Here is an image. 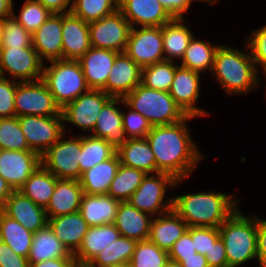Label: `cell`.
<instances>
[{"label":"cell","mask_w":266,"mask_h":267,"mask_svg":"<svg viewBox=\"0 0 266 267\" xmlns=\"http://www.w3.org/2000/svg\"><path fill=\"white\" fill-rule=\"evenodd\" d=\"M193 118L195 116L188 115L175 124L151 127L146 139L154 153L158 173L184 180L195 171L198 162L204 160L190 136L188 120Z\"/></svg>","instance_id":"1"},{"label":"cell","mask_w":266,"mask_h":267,"mask_svg":"<svg viewBox=\"0 0 266 267\" xmlns=\"http://www.w3.org/2000/svg\"><path fill=\"white\" fill-rule=\"evenodd\" d=\"M234 195L223 192H196L172 198V209L188 227L218 228L237 208Z\"/></svg>","instance_id":"2"},{"label":"cell","mask_w":266,"mask_h":267,"mask_svg":"<svg viewBox=\"0 0 266 267\" xmlns=\"http://www.w3.org/2000/svg\"><path fill=\"white\" fill-rule=\"evenodd\" d=\"M245 48L247 52L220 44L216 51L211 72L227 95L247 94L260 86V73L247 44Z\"/></svg>","instance_id":"3"},{"label":"cell","mask_w":266,"mask_h":267,"mask_svg":"<svg viewBox=\"0 0 266 267\" xmlns=\"http://www.w3.org/2000/svg\"><path fill=\"white\" fill-rule=\"evenodd\" d=\"M228 267H240L257 259V215L249 217L237 208L219 227Z\"/></svg>","instance_id":"4"},{"label":"cell","mask_w":266,"mask_h":267,"mask_svg":"<svg viewBox=\"0 0 266 267\" xmlns=\"http://www.w3.org/2000/svg\"><path fill=\"white\" fill-rule=\"evenodd\" d=\"M123 99L130 108L143 115L152 127L175 124L188 116L169 92L151 89L141 83Z\"/></svg>","instance_id":"5"},{"label":"cell","mask_w":266,"mask_h":267,"mask_svg":"<svg viewBox=\"0 0 266 267\" xmlns=\"http://www.w3.org/2000/svg\"><path fill=\"white\" fill-rule=\"evenodd\" d=\"M50 64L44 65L42 80L61 109L90 90L78 60L58 59Z\"/></svg>","instance_id":"6"},{"label":"cell","mask_w":266,"mask_h":267,"mask_svg":"<svg viewBox=\"0 0 266 267\" xmlns=\"http://www.w3.org/2000/svg\"><path fill=\"white\" fill-rule=\"evenodd\" d=\"M181 182L166 173L146 174L128 202L152 217L165 214L172 209V197L164 201L166 191L174 189Z\"/></svg>","instance_id":"7"},{"label":"cell","mask_w":266,"mask_h":267,"mask_svg":"<svg viewBox=\"0 0 266 267\" xmlns=\"http://www.w3.org/2000/svg\"><path fill=\"white\" fill-rule=\"evenodd\" d=\"M64 134L42 156L41 164L59 179L80 180L82 134L65 139Z\"/></svg>","instance_id":"8"},{"label":"cell","mask_w":266,"mask_h":267,"mask_svg":"<svg viewBox=\"0 0 266 267\" xmlns=\"http://www.w3.org/2000/svg\"><path fill=\"white\" fill-rule=\"evenodd\" d=\"M14 104L17 117L62 116L61 108L55 103L52 93L42 79L18 82Z\"/></svg>","instance_id":"9"},{"label":"cell","mask_w":266,"mask_h":267,"mask_svg":"<svg viewBox=\"0 0 266 267\" xmlns=\"http://www.w3.org/2000/svg\"><path fill=\"white\" fill-rule=\"evenodd\" d=\"M18 120L30 150L40 156L65 134L62 116L26 115Z\"/></svg>","instance_id":"10"},{"label":"cell","mask_w":266,"mask_h":267,"mask_svg":"<svg viewBox=\"0 0 266 267\" xmlns=\"http://www.w3.org/2000/svg\"><path fill=\"white\" fill-rule=\"evenodd\" d=\"M111 98L103 90L90 89L66 104L61 109L65 134L68 133L66 122L78 126L85 135L87 131L93 132L99 112Z\"/></svg>","instance_id":"11"},{"label":"cell","mask_w":266,"mask_h":267,"mask_svg":"<svg viewBox=\"0 0 266 267\" xmlns=\"http://www.w3.org/2000/svg\"><path fill=\"white\" fill-rule=\"evenodd\" d=\"M44 62L33 46L26 48H0V73L10 79L25 82L42 79Z\"/></svg>","instance_id":"12"},{"label":"cell","mask_w":266,"mask_h":267,"mask_svg":"<svg viewBox=\"0 0 266 267\" xmlns=\"http://www.w3.org/2000/svg\"><path fill=\"white\" fill-rule=\"evenodd\" d=\"M131 28L128 20L118 9L98 21L89 23L91 46L122 53L126 49Z\"/></svg>","instance_id":"13"},{"label":"cell","mask_w":266,"mask_h":267,"mask_svg":"<svg viewBox=\"0 0 266 267\" xmlns=\"http://www.w3.org/2000/svg\"><path fill=\"white\" fill-rule=\"evenodd\" d=\"M124 52L141 68L165 61L162 27L131 28Z\"/></svg>","instance_id":"14"},{"label":"cell","mask_w":266,"mask_h":267,"mask_svg":"<svg viewBox=\"0 0 266 267\" xmlns=\"http://www.w3.org/2000/svg\"><path fill=\"white\" fill-rule=\"evenodd\" d=\"M200 76H202L201 73L178 64L168 91L173 100L187 115L195 117L209 115L207 111H204V108L195 106L201 91Z\"/></svg>","instance_id":"15"},{"label":"cell","mask_w":266,"mask_h":267,"mask_svg":"<svg viewBox=\"0 0 266 267\" xmlns=\"http://www.w3.org/2000/svg\"><path fill=\"white\" fill-rule=\"evenodd\" d=\"M41 165V156L31 150H0V176L18 190Z\"/></svg>","instance_id":"16"},{"label":"cell","mask_w":266,"mask_h":267,"mask_svg":"<svg viewBox=\"0 0 266 267\" xmlns=\"http://www.w3.org/2000/svg\"><path fill=\"white\" fill-rule=\"evenodd\" d=\"M141 70L125 52L118 53L102 90L113 98H124L141 83Z\"/></svg>","instance_id":"17"},{"label":"cell","mask_w":266,"mask_h":267,"mask_svg":"<svg viewBox=\"0 0 266 267\" xmlns=\"http://www.w3.org/2000/svg\"><path fill=\"white\" fill-rule=\"evenodd\" d=\"M119 10L131 27H162L173 17L158 0H119Z\"/></svg>","instance_id":"18"},{"label":"cell","mask_w":266,"mask_h":267,"mask_svg":"<svg viewBox=\"0 0 266 267\" xmlns=\"http://www.w3.org/2000/svg\"><path fill=\"white\" fill-rule=\"evenodd\" d=\"M2 212L32 233L48 224L45 208L35 204L18 190H14L6 199Z\"/></svg>","instance_id":"19"},{"label":"cell","mask_w":266,"mask_h":267,"mask_svg":"<svg viewBox=\"0 0 266 267\" xmlns=\"http://www.w3.org/2000/svg\"><path fill=\"white\" fill-rule=\"evenodd\" d=\"M123 98H111L101 109L94 126L92 136L104 139L116 151L127 141L122 124ZM118 105V106H117Z\"/></svg>","instance_id":"20"},{"label":"cell","mask_w":266,"mask_h":267,"mask_svg":"<svg viewBox=\"0 0 266 267\" xmlns=\"http://www.w3.org/2000/svg\"><path fill=\"white\" fill-rule=\"evenodd\" d=\"M89 23L71 12L62 14V59L78 60L91 48Z\"/></svg>","instance_id":"21"},{"label":"cell","mask_w":266,"mask_h":267,"mask_svg":"<svg viewBox=\"0 0 266 267\" xmlns=\"http://www.w3.org/2000/svg\"><path fill=\"white\" fill-rule=\"evenodd\" d=\"M117 54L114 50L91 47L78 59L90 89L105 87Z\"/></svg>","instance_id":"22"},{"label":"cell","mask_w":266,"mask_h":267,"mask_svg":"<svg viewBox=\"0 0 266 267\" xmlns=\"http://www.w3.org/2000/svg\"><path fill=\"white\" fill-rule=\"evenodd\" d=\"M32 46L43 62L62 59V14H51L32 34Z\"/></svg>","instance_id":"23"},{"label":"cell","mask_w":266,"mask_h":267,"mask_svg":"<svg viewBox=\"0 0 266 267\" xmlns=\"http://www.w3.org/2000/svg\"><path fill=\"white\" fill-rule=\"evenodd\" d=\"M48 225L58 240L73 255L78 251L90 227L83 219L80 211L57 217H48Z\"/></svg>","instance_id":"24"},{"label":"cell","mask_w":266,"mask_h":267,"mask_svg":"<svg viewBox=\"0 0 266 267\" xmlns=\"http://www.w3.org/2000/svg\"><path fill=\"white\" fill-rule=\"evenodd\" d=\"M83 194L79 180L57 178L53 195L45 208L47 217H57L79 211Z\"/></svg>","instance_id":"25"},{"label":"cell","mask_w":266,"mask_h":267,"mask_svg":"<svg viewBox=\"0 0 266 267\" xmlns=\"http://www.w3.org/2000/svg\"><path fill=\"white\" fill-rule=\"evenodd\" d=\"M121 236L114 224L90 226L82 244L74 257L79 266H86L96 255L101 253Z\"/></svg>","instance_id":"26"},{"label":"cell","mask_w":266,"mask_h":267,"mask_svg":"<svg viewBox=\"0 0 266 267\" xmlns=\"http://www.w3.org/2000/svg\"><path fill=\"white\" fill-rule=\"evenodd\" d=\"M188 229L187 223L173 210L153 217L148 240L167 252Z\"/></svg>","instance_id":"27"},{"label":"cell","mask_w":266,"mask_h":267,"mask_svg":"<svg viewBox=\"0 0 266 267\" xmlns=\"http://www.w3.org/2000/svg\"><path fill=\"white\" fill-rule=\"evenodd\" d=\"M139 211L129 202H120L117 208L114 225L121 236L136 241L148 240L150 225L153 218Z\"/></svg>","instance_id":"28"},{"label":"cell","mask_w":266,"mask_h":267,"mask_svg":"<svg viewBox=\"0 0 266 267\" xmlns=\"http://www.w3.org/2000/svg\"><path fill=\"white\" fill-rule=\"evenodd\" d=\"M119 203L108 194L84 193L79 211L89 226L114 224Z\"/></svg>","instance_id":"29"},{"label":"cell","mask_w":266,"mask_h":267,"mask_svg":"<svg viewBox=\"0 0 266 267\" xmlns=\"http://www.w3.org/2000/svg\"><path fill=\"white\" fill-rule=\"evenodd\" d=\"M117 154L122 165L143 170L146 174L158 173L154 153L146 138L127 139Z\"/></svg>","instance_id":"30"},{"label":"cell","mask_w":266,"mask_h":267,"mask_svg":"<svg viewBox=\"0 0 266 267\" xmlns=\"http://www.w3.org/2000/svg\"><path fill=\"white\" fill-rule=\"evenodd\" d=\"M75 258L73 254L54 235L47 224L33 233V241L28 256L29 264L43 262L49 259Z\"/></svg>","instance_id":"31"},{"label":"cell","mask_w":266,"mask_h":267,"mask_svg":"<svg viewBox=\"0 0 266 267\" xmlns=\"http://www.w3.org/2000/svg\"><path fill=\"white\" fill-rule=\"evenodd\" d=\"M184 22H187L185 18H173L162 26L163 50L167 61H181L194 36Z\"/></svg>","instance_id":"32"},{"label":"cell","mask_w":266,"mask_h":267,"mask_svg":"<svg viewBox=\"0 0 266 267\" xmlns=\"http://www.w3.org/2000/svg\"><path fill=\"white\" fill-rule=\"evenodd\" d=\"M119 167L120 160L116 153L108 160L86 170L82 173L79 180L83 193L96 195L107 194Z\"/></svg>","instance_id":"33"},{"label":"cell","mask_w":266,"mask_h":267,"mask_svg":"<svg viewBox=\"0 0 266 267\" xmlns=\"http://www.w3.org/2000/svg\"><path fill=\"white\" fill-rule=\"evenodd\" d=\"M56 182L57 177L41 164L18 191L30 198L35 204L46 208L53 195Z\"/></svg>","instance_id":"34"},{"label":"cell","mask_w":266,"mask_h":267,"mask_svg":"<svg viewBox=\"0 0 266 267\" xmlns=\"http://www.w3.org/2000/svg\"><path fill=\"white\" fill-rule=\"evenodd\" d=\"M0 240L6 243L16 254L28 258L33 233L0 211Z\"/></svg>","instance_id":"35"},{"label":"cell","mask_w":266,"mask_h":267,"mask_svg":"<svg viewBox=\"0 0 266 267\" xmlns=\"http://www.w3.org/2000/svg\"><path fill=\"white\" fill-rule=\"evenodd\" d=\"M219 46L218 44H212L208 40L203 41L193 36L179 65L201 74L207 71L206 69L211 72Z\"/></svg>","instance_id":"36"},{"label":"cell","mask_w":266,"mask_h":267,"mask_svg":"<svg viewBox=\"0 0 266 267\" xmlns=\"http://www.w3.org/2000/svg\"><path fill=\"white\" fill-rule=\"evenodd\" d=\"M138 241L124 236L106 247L96 255L86 266L87 267H115L129 264Z\"/></svg>","instance_id":"37"},{"label":"cell","mask_w":266,"mask_h":267,"mask_svg":"<svg viewBox=\"0 0 266 267\" xmlns=\"http://www.w3.org/2000/svg\"><path fill=\"white\" fill-rule=\"evenodd\" d=\"M117 151L104 139L90 134L82 135V151L80 153V178L82 173L113 157Z\"/></svg>","instance_id":"38"},{"label":"cell","mask_w":266,"mask_h":267,"mask_svg":"<svg viewBox=\"0 0 266 267\" xmlns=\"http://www.w3.org/2000/svg\"><path fill=\"white\" fill-rule=\"evenodd\" d=\"M145 176L143 170L120 164L107 194L119 202H128Z\"/></svg>","instance_id":"39"},{"label":"cell","mask_w":266,"mask_h":267,"mask_svg":"<svg viewBox=\"0 0 266 267\" xmlns=\"http://www.w3.org/2000/svg\"><path fill=\"white\" fill-rule=\"evenodd\" d=\"M177 65L176 62L165 60L142 68L141 84L151 89L168 92Z\"/></svg>","instance_id":"40"},{"label":"cell","mask_w":266,"mask_h":267,"mask_svg":"<svg viewBox=\"0 0 266 267\" xmlns=\"http://www.w3.org/2000/svg\"><path fill=\"white\" fill-rule=\"evenodd\" d=\"M119 9V0H72L71 13L84 22L98 21Z\"/></svg>","instance_id":"41"},{"label":"cell","mask_w":266,"mask_h":267,"mask_svg":"<svg viewBox=\"0 0 266 267\" xmlns=\"http://www.w3.org/2000/svg\"><path fill=\"white\" fill-rule=\"evenodd\" d=\"M169 260L168 252L149 240L138 241L130 260L132 267H163Z\"/></svg>","instance_id":"42"},{"label":"cell","mask_w":266,"mask_h":267,"mask_svg":"<svg viewBox=\"0 0 266 267\" xmlns=\"http://www.w3.org/2000/svg\"><path fill=\"white\" fill-rule=\"evenodd\" d=\"M52 13L36 0H25L20 13L14 11V1L12 5L13 17L27 30L33 34Z\"/></svg>","instance_id":"43"},{"label":"cell","mask_w":266,"mask_h":267,"mask_svg":"<svg viewBox=\"0 0 266 267\" xmlns=\"http://www.w3.org/2000/svg\"><path fill=\"white\" fill-rule=\"evenodd\" d=\"M0 150H30L17 116L0 118Z\"/></svg>","instance_id":"44"},{"label":"cell","mask_w":266,"mask_h":267,"mask_svg":"<svg viewBox=\"0 0 266 267\" xmlns=\"http://www.w3.org/2000/svg\"><path fill=\"white\" fill-rule=\"evenodd\" d=\"M5 28L0 48H26L32 46V34L13 17L4 18Z\"/></svg>","instance_id":"45"},{"label":"cell","mask_w":266,"mask_h":267,"mask_svg":"<svg viewBox=\"0 0 266 267\" xmlns=\"http://www.w3.org/2000/svg\"><path fill=\"white\" fill-rule=\"evenodd\" d=\"M123 106L126 109H129L126 111V113L122 110V124L126 137L128 139L146 138L152 127L147 119L140 113L130 108L125 101Z\"/></svg>","instance_id":"46"},{"label":"cell","mask_w":266,"mask_h":267,"mask_svg":"<svg viewBox=\"0 0 266 267\" xmlns=\"http://www.w3.org/2000/svg\"><path fill=\"white\" fill-rule=\"evenodd\" d=\"M0 77V118L15 117L14 98L19 81Z\"/></svg>","instance_id":"47"},{"label":"cell","mask_w":266,"mask_h":267,"mask_svg":"<svg viewBox=\"0 0 266 267\" xmlns=\"http://www.w3.org/2000/svg\"><path fill=\"white\" fill-rule=\"evenodd\" d=\"M247 39L252 59L259 72L258 65L261 66L260 70L266 68V25L259 29L252 31Z\"/></svg>","instance_id":"48"},{"label":"cell","mask_w":266,"mask_h":267,"mask_svg":"<svg viewBox=\"0 0 266 267\" xmlns=\"http://www.w3.org/2000/svg\"><path fill=\"white\" fill-rule=\"evenodd\" d=\"M192 241L197 253L205 255L212 244L220 237L219 229L214 227H191Z\"/></svg>","instance_id":"49"},{"label":"cell","mask_w":266,"mask_h":267,"mask_svg":"<svg viewBox=\"0 0 266 267\" xmlns=\"http://www.w3.org/2000/svg\"><path fill=\"white\" fill-rule=\"evenodd\" d=\"M191 236V227L173 244L169 250V257H190L197 253Z\"/></svg>","instance_id":"50"},{"label":"cell","mask_w":266,"mask_h":267,"mask_svg":"<svg viewBox=\"0 0 266 267\" xmlns=\"http://www.w3.org/2000/svg\"><path fill=\"white\" fill-rule=\"evenodd\" d=\"M205 258L209 267H228L226 249L220 237L212 244L209 252L205 253Z\"/></svg>","instance_id":"51"},{"label":"cell","mask_w":266,"mask_h":267,"mask_svg":"<svg viewBox=\"0 0 266 267\" xmlns=\"http://www.w3.org/2000/svg\"><path fill=\"white\" fill-rule=\"evenodd\" d=\"M0 267H29V261L0 240Z\"/></svg>","instance_id":"52"},{"label":"cell","mask_w":266,"mask_h":267,"mask_svg":"<svg viewBox=\"0 0 266 267\" xmlns=\"http://www.w3.org/2000/svg\"><path fill=\"white\" fill-rule=\"evenodd\" d=\"M257 257L259 267H266V219L257 216Z\"/></svg>","instance_id":"53"},{"label":"cell","mask_w":266,"mask_h":267,"mask_svg":"<svg viewBox=\"0 0 266 267\" xmlns=\"http://www.w3.org/2000/svg\"><path fill=\"white\" fill-rule=\"evenodd\" d=\"M173 18H185L193 0H158Z\"/></svg>","instance_id":"54"},{"label":"cell","mask_w":266,"mask_h":267,"mask_svg":"<svg viewBox=\"0 0 266 267\" xmlns=\"http://www.w3.org/2000/svg\"><path fill=\"white\" fill-rule=\"evenodd\" d=\"M47 8L52 14L69 13L72 7V0H36Z\"/></svg>","instance_id":"55"},{"label":"cell","mask_w":266,"mask_h":267,"mask_svg":"<svg viewBox=\"0 0 266 267\" xmlns=\"http://www.w3.org/2000/svg\"><path fill=\"white\" fill-rule=\"evenodd\" d=\"M75 258L49 259L43 262L31 263L29 267H78Z\"/></svg>","instance_id":"56"},{"label":"cell","mask_w":266,"mask_h":267,"mask_svg":"<svg viewBox=\"0 0 266 267\" xmlns=\"http://www.w3.org/2000/svg\"><path fill=\"white\" fill-rule=\"evenodd\" d=\"M170 259L181 262L183 267H209L205 255L194 253L190 257H169Z\"/></svg>","instance_id":"57"},{"label":"cell","mask_w":266,"mask_h":267,"mask_svg":"<svg viewBox=\"0 0 266 267\" xmlns=\"http://www.w3.org/2000/svg\"><path fill=\"white\" fill-rule=\"evenodd\" d=\"M13 191L7 181L0 176V211H2L6 199Z\"/></svg>","instance_id":"58"},{"label":"cell","mask_w":266,"mask_h":267,"mask_svg":"<svg viewBox=\"0 0 266 267\" xmlns=\"http://www.w3.org/2000/svg\"><path fill=\"white\" fill-rule=\"evenodd\" d=\"M13 0H0V18L12 15Z\"/></svg>","instance_id":"59"},{"label":"cell","mask_w":266,"mask_h":267,"mask_svg":"<svg viewBox=\"0 0 266 267\" xmlns=\"http://www.w3.org/2000/svg\"><path fill=\"white\" fill-rule=\"evenodd\" d=\"M163 267H183V266L181 262L169 258V260Z\"/></svg>","instance_id":"60"},{"label":"cell","mask_w":266,"mask_h":267,"mask_svg":"<svg viewBox=\"0 0 266 267\" xmlns=\"http://www.w3.org/2000/svg\"><path fill=\"white\" fill-rule=\"evenodd\" d=\"M4 28H5L4 18H0V47H1V41H2Z\"/></svg>","instance_id":"61"},{"label":"cell","mask_w":266,"mask_h":267,"mask_svg":"<svg viewBox=\"0 0 266 267\" xmlns=\"http://www.w3.org/2000/svg\"><path fill=\"white\" fill-rule=\"evenodd\" d=\"M193 1H199V2L201 1L204 3L207 2V3L212 5V4L216 3L218 0H193Z\"/></svg>","instance_id":"62"},{"label":"cell","mask_w":266,"mask_h":267,"mask_svg":"<svg viewBox=\"0 0 266 267\" xmlns=\"http://www.w3.org/2000/svg\"><path fill=\"white\" fill-rule=\"evenodd\" d=\"M115 267H132L130 264H124V265H119V266H115Z\"/></svg>","instance_id":"63"},{"label":"cell","mask_w":266,"mask_h":267,"mask_svg":"<svg viewBox=\"0 0 266 267\" xmlns=\"http://www.w3.org/2000/svg\"><path fill=\"white\" fill-rule=\"evenodd\" d=\"M263 71V73H264V75H265V78H266V68L265 69H262ZM266 94V93H265ZM266 96V95H265Z\"/></svg>","instance_id":"64"}]
</instances>
